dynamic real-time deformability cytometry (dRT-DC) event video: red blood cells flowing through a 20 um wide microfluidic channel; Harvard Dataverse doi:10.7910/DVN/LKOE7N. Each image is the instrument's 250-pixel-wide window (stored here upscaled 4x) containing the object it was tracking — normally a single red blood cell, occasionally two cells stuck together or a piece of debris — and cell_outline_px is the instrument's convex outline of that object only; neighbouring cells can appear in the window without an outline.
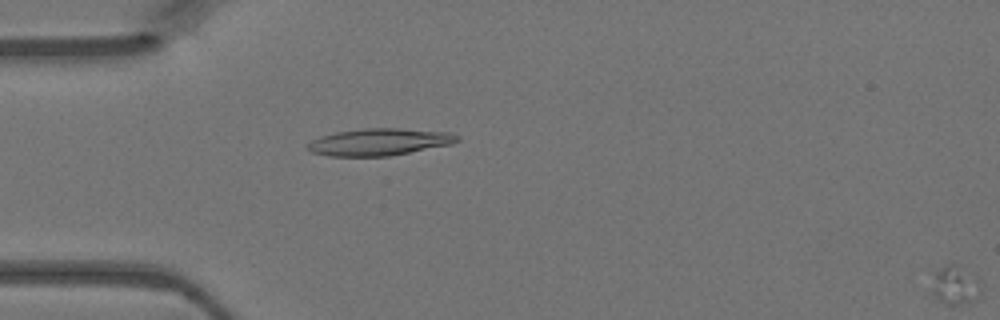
{"species": "Egyptian fruit bat (a non-hibernating species)", "species_latin": "Rousettus aegyptiacus", "temperature_condition": "warm", "stored_images_in_passage": 12, "camera_frame_rate_fps": 3000, "um_per_image_px": 0.085, "animal": {"sex": "female"}, "frame": {"image": 1, "passage_image": 12, "time_ms": 3.667, "image_size_px": [1000, 320], "cell_outline_px": [[980, 292], [972, 300], [960, 304], [944, 304], [936, 300], [932, 296], [932, 272], [948, 264], [956, 264], [976, 280]], "centroid_in_image_um": [81.05, 24.26], "position_along_channel_um": 4.0, "area_um2": 10.69}}